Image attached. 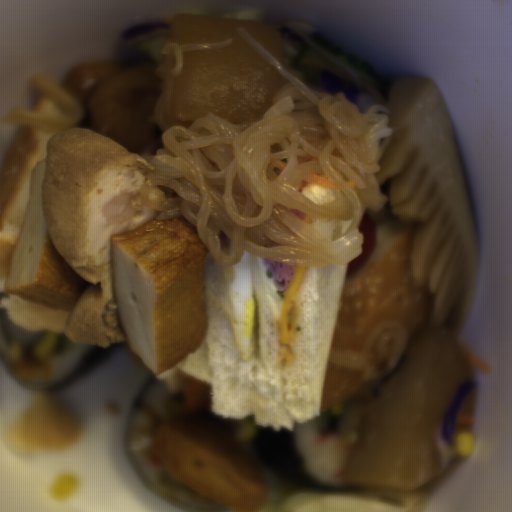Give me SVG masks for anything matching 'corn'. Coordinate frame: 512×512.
Masks as SVG:
<instances>
[{
	"label": "corn",
	"mask_w": 512,
	"mask_h": 512,
	"mask_svg": "<svg viewBox=\"0 0 512 512\" xmlns=\"http://www.w3.org/2000/svg\"><path fill=\"white\" fill-rule=\"evenodd\" d=\"M475 445L474 436L469 432H459L452 438V450L458 457L468 458Z\"/></svg>",
	"instance_id": "obj_1"
}]
</instances>
